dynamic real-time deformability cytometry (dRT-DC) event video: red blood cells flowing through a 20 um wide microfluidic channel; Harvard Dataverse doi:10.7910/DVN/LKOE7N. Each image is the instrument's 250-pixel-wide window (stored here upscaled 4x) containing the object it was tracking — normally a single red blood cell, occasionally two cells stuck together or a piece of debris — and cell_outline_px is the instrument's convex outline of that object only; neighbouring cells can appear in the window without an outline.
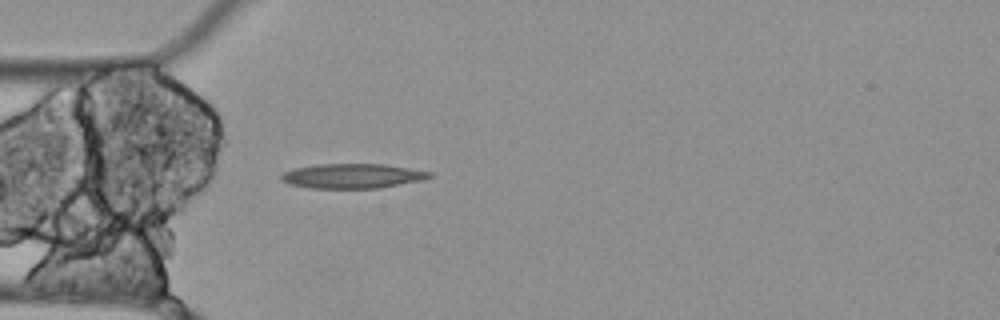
{"species": "Egyptian fruit bat (a non-hibernating species)", "species_latin": "Rousettus aegyptiacus", "temperature_condition": "cold", "stored_images_in_passage": 4, "camera_frame_rate_fps": 3000, "um_per_image_px": 0.085, "animal": {"sex": "female"}, "frame": {"image": 1, "passage_image": 4, "time_ms": 1.0, "image_size_px": [1000, 320], "cell_outline_px": [[432, 176], [424, 180], [380, 188], [308, 188], [288, 184], [280, 180], [280, 176], [284, 172], [292, 168], [316, 164], [384, 164], [432, 172]], "centroid_in_image_um": [29.92, 14.96], "position_along_channel_um": 55.1, "area_um2": 21.5}}